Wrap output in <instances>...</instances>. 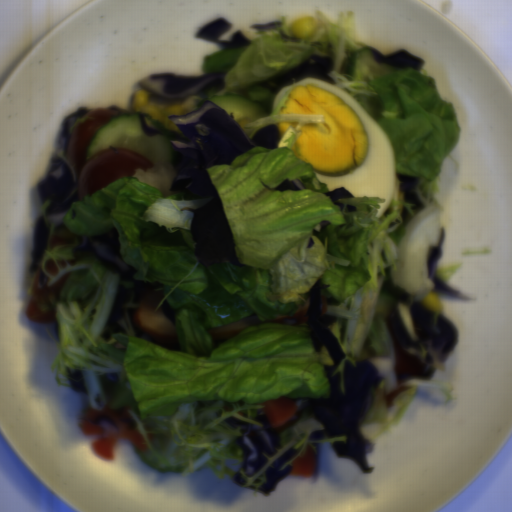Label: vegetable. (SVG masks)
<instances>
[{
	"instance_id": "vegetable-2",
	"label": "vegetable",
	"mask_w": 512,
	"mask_h": 512,
	"mask_svg": "<svg viewBox=\"0 0 512 512\" xmlns=\"http://www.w3.org/2000/svg\"><path fill=\"white\" fill-rule=\"evenodd\" d=\"M408 387H410V389L401 392L395 397L393 406H389L385 398L389 392L386 391L384 382L381 381L378 387L372 388V404L363 422L367 426L369 424L379 423L380 429L375 437L394 426L407 404L414 398L417 392L415 386Z\"/></svg>"
},
{
	"instance_id": "vegetable-4",
	"label": "vegetable",
	"mask_w": 512,
	"mask_h": 512,
	"mask_svg": "<svg viewBox=\"0 0 512 512\" xmlns=\"http://www.w3.org/2000/svg\"><path fill=\"white\" fill-rule=\"evenodd\" d=\"M140 113H141V114H143V115H144V116H145V117H146V118H147L151 123H153L154 125H156L159 129H162V130H164L165 132H170V133L177 134V135H179V136H181L182 138H184V139H185V135H184L182 132L177 131V130H174V129H172V128H169V127H167V126H164V125L160 124V123H159V122H157L156 120H154V119H152V118L148 117L144 112H140ZM140 113H139V114H140Z\"/></svg>"
},
{
	"instance_id": "vegetable-3",
	"label": "vegetable",
	"mask_w": 512,
	"mask_h": 512,
	"mask_svg": "<svg viewBox=\"0 0 512 512\" xmlns=\"http://www.w3.org/2000/svg\"><path fill=\"white\" fill-rule=\"evenodd\" d=\"M460 265L461 263L449 266H435V275L447 284L453 274L459 269Z\"/></svg>"
},
{
	"instance_id": "vegetable-1",
	"label": "vegetable",
	"mask_w": 512,
	"mask_h": 512,
	"mask_svg": "<svg viewBox=\"0 0 512 512\" xmlns=\"http://www.w3.org/2000/svg\"><path fill=\"white\" fill-rule=\"evenodd\" d=\"M316 28L309 37L289 33L286 15L273 22L274 30L256 32L249 47L221 48L202 58L203 77L225 73L220 89L189 96L178 103L153 100L159 107L177 106L185 114L199 110L205 99L222 94H240L264 107L267 117L243 127L252 138L260 129L296 122L279 139L276 148L256 146L237 155L230 164L206 167L222 200L232 229L237 260L203 266L194 255L191 208L213 197L185 200V190H171L176 175L172 158L133 176L108 183L95 193L72 202L66 212L46 213L47 232L40 273L55 285L68 273L58 299L52 291L34 300L39 311L52 310L56 318L57 354L50 369L57 385L72 387L70 373L82 372L91 409L117 410L129 407L130 417L121 418L130 431L136 429L146 449L132 443L146 465L188 475L210 467L220 479L240 473L245 485L260 490L268 480V467L290 448L301 450L279 470L306 453L316 457L317 443H345L335 435L316 442L308 437L325 425L307 411L279 431L280 448L254 475L243 471L244 450L237 439L242 427L229 425L235 418L259 427L255 419L259 403L281 396L329 398L330 381L325 367L333 359L325 344L317 351L306 321L260 324L246 328L228 340L214 341L209 330L251 315L269 321L294 316L309 302V290L318 280L329 284L320 289V312L335 321L328 325L340 343L344 359L333 375L340 373L345 394L346 359L357 361L396 356L385 318L395 299L383 284L399 272L398 253L407 225L403 209L419 212L399 189L398 174L420 179L415 191L424 206L443 210L438 200L445 158L462 137L461 123L452 100L443 98L434 78L414 68L376 63L373 54L357 38L350 10L330 21L315 9ZM308 16V17H309ZM334 60L331 73L335 86L354 97L388 135L396 163L397 189L386 213L376 218L385 199L347 197L332 203L330 192L319 182L309 163L292 154L302 124L321 121L320 115L272 114L277 93L260 81L293 68L309 56ZM301 181L305 191L274 190L285 179ZM345 204L355 208L347 211ZM330 223L320 230L319 223ZM181 231L188 247L173 248L140 239L155 226ZM117 227L124 260L137 271L138 280L165 285L164 300L175 318L180 350L171 352L144 339L102 333L117 330L107 326L117 288L133 287L122 282L118 272L101 266L91 252H81L76 261L71 248L77 234H102ZM316 229L318 238L312 235ZM69 241L51 249L53 237ZM314 239L307 248L308 239ZM52 259L57 275L45 270ZM66 267H59L58 260ZM45 286V287H46ZM120 342L125 350L116 349ZM68 370V371H67ZM116 373L118 384L105 401L99 375ZM332 375V376H333Z\"/></svg>"
}]
</instances>
